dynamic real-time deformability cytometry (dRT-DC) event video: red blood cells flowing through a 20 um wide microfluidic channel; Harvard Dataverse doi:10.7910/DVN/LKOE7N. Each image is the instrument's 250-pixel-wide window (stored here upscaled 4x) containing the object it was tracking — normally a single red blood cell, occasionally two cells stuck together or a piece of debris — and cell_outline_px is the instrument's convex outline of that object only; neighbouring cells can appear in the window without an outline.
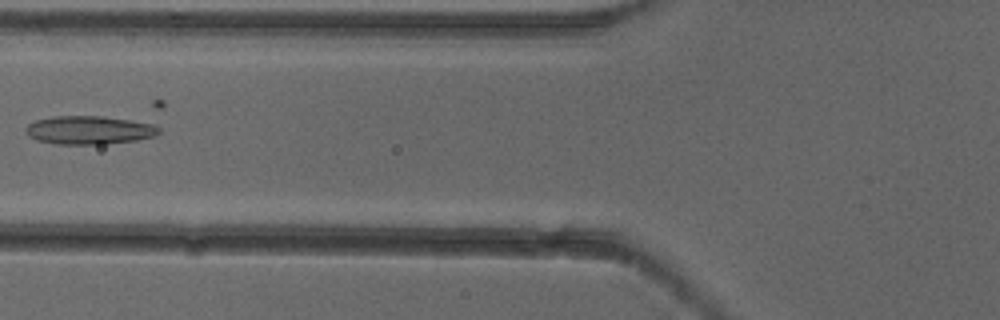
{"species": "common noctule bat (a hibernating species)", "species_latin": "Nyctalus noctula", "temperature_condition": "cold", "stored_images_in_passage": 7, "camera_frame_rate_fps": 3000, "um_per_image_px": 0.085, "animal": {"sex": "female"}, "frame": {"image": 1, "passage_image": 7, "time_ms": 2.0, "image_size_px": [1000, 320], "cell_outline_px": [[164, 108], [160, 132], [156, 136], [136, 140], [104, 144], [56, 144], [36, 140], [28, 136], [24, 128], [28, 124], [36, 120], [52, 116], [152, 100], [164, 100]], "centroid_in_image_um": [8.58, 10.61], "position_along_channel_um": 117.2, "area_um2": 31.33}}